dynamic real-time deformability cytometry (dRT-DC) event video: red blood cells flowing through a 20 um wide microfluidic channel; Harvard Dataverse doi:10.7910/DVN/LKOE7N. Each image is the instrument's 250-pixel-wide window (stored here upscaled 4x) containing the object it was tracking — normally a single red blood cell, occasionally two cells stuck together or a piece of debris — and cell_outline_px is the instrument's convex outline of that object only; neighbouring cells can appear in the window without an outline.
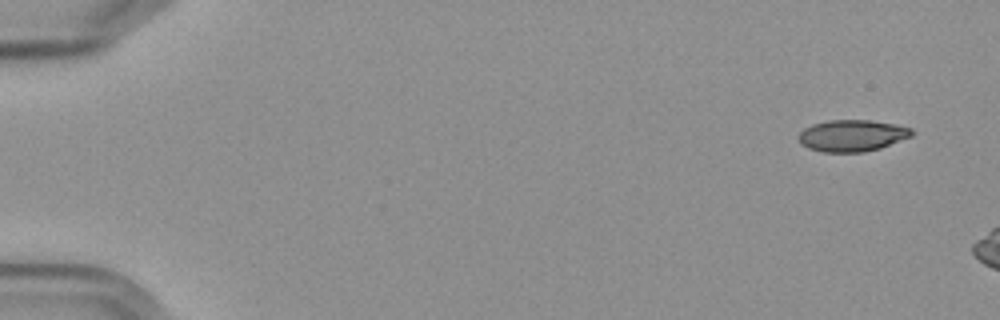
{"species": "Egyptian fruit bat (a non-hibernating species)", "species_latin": "Rousettus aegyptiacus", "temperature_condition": "cold", "stored_images_in_passage": 4, "camera_frame_rate_fps": 3000, "um_per_image_px": 0.085, "frame": {"image": 1, "passage_image": 1, "time_ms": 0.0, "image_size_px": [1000, 320], "cell_outline_px": [[912, 136], [880, 148], [864, 152], [824, 152], [808, 148], [800, 144], [796, 136], [804, 128], [812, 124], [828, 120], [868, 120], [896, 124], [912, 128]], "centroid_in_image_um": [72.39, 11.52], "position_along_channel_um": 12.6, "area_um2": 20.98}}